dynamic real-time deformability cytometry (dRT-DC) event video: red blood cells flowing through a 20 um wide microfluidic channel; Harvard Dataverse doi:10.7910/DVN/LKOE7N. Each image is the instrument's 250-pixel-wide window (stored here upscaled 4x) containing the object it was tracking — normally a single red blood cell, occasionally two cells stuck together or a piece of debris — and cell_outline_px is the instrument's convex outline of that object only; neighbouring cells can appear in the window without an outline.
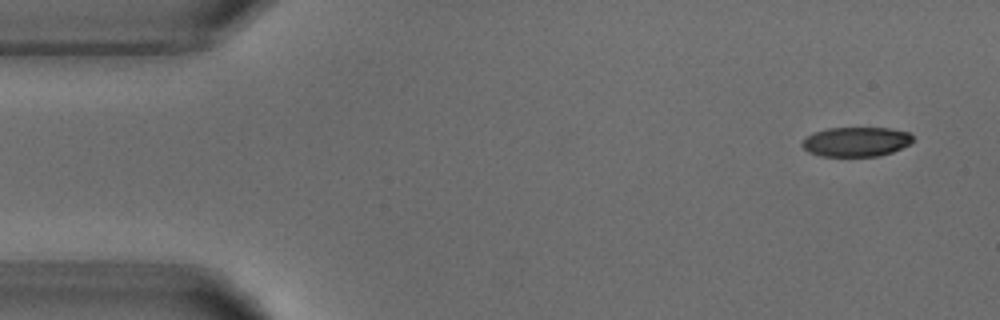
{"species": "common noctule bat (a hibernating species)", "species_latin": "Nyctalus noctula", "temperature_condition": "warm", "stored_images_in_passage": 4, "camera_frame_rate_fps": 3000, "um_per_image_px": 0.085, "animal": {"sex": "male", "body_mass_g": 18.8}, "frame": {"image": 1, "passage_image": 1, "time_ms": 0.0, "image_size_px": [1000, 320], "cell_outline_px": [[912, 140], [908, 144], [892, 152], [876, 156], [820, 156], [808, 152], [800, 144], [812, 132], [828, 128], [892, 128], [908, 132], [912, 136]], "centroid_in_image_um": [72.73, 12.04], "position_along_channel_um": 12.3, "area_um2": 18.96}}
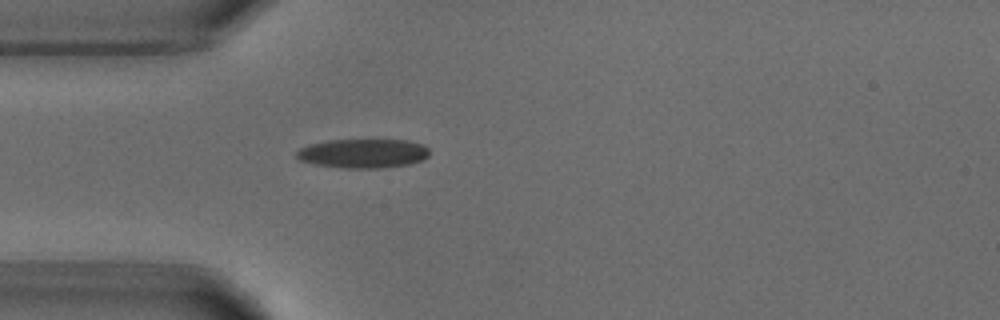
{"frame": {"image": 2, "passage_image": 4, "time_ms": 3.667, "image_size_px": [1000, 320], "cell_outline_px": [[428, 156], [424, 160], [408, 164], [384, 168], [344, 168], [316, 164], [300, 160], [296, 156], [296, 152], [300, 148], [312, 144], [328, 140], [408, 140], [424, 144], [428, 148]], "centroid_in_image_um": [30.9, 13.04], "position_along_channel_um": 54.1, "area_um2": 22.54}}